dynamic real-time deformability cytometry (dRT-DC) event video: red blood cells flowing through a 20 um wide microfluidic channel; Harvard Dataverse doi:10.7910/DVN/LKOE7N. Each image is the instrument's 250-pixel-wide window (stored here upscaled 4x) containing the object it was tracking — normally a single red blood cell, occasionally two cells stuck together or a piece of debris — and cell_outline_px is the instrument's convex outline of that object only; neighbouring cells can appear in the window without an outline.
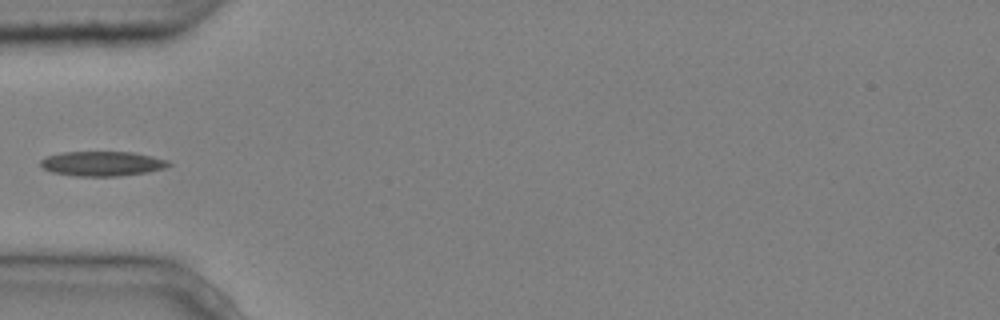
{"species": "common noctule bat (a hibernating species)", "species_latin": "Nyctalus noctula", "temperature_condition": "cold", "stored_images_in_passage": 5, "camera_frame_rate_fps": 3000, "um_per_image_px": 0.085, "animal": {"sex": "male", "body_mass_g": 20.4}, "frame": {"image": 1, "passage_image": 5, "time_ms": 1.333, "image_size_px": [1000, 320], "cell_outline_px": [[172, 164], [164, 168], [148, 172], [120, 176], [76, 176], [52, 172], [44, 168], [40, 164], [40, 160], [48, 156], [60, 152], [132, 152], [152, 156], [168, 160]], "centroid_in_image_um": [8.7, 13.91], "position_along_channel_um": 76.3, "area_um2": 18.44}}